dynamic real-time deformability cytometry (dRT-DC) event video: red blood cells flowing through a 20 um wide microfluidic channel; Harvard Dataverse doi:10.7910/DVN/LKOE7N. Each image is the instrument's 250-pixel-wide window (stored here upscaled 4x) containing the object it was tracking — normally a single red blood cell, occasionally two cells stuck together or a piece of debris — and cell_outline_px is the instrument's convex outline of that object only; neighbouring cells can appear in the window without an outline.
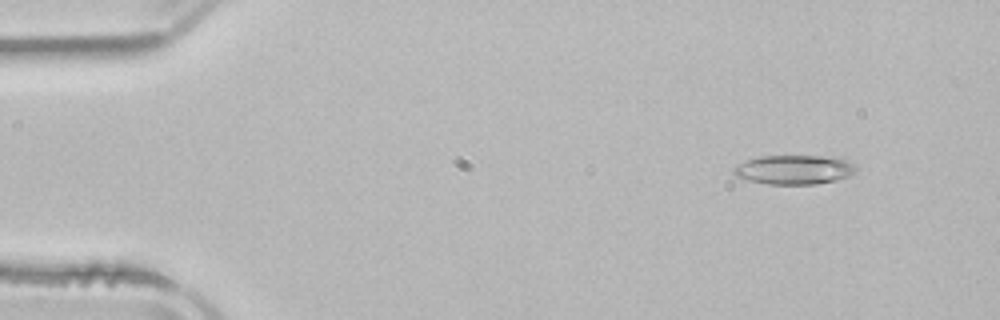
{"species": "common noctule bat (a hibernating species)", "species_latin": "Nyctalus noctula", "temperature_condition": "room temperature", "stored_images_in_passage": 5, "camera_frame_rate_fps": 3000, "um_per_image_px": 0.085, "animal": {"sex": "male", "body_mass_g": 21.5, "forearm_length_mm": 52.0}, "frame": {"image": 1, "passage_image": 2, "time_ms": 1.333, "image_size_px": [1000, 320], "cell_outline_px": [[856, 172], [848, 176], [836, 180], [816, 184], [768, 184], [748, 180], [736, 176], [732, 172], [732, 168], [736, 164], [760, 156], [840, 156], [852, 164], [856, 168]], "centroid_in_image_um": [67.5, 14.41], "position_along_channel_um": 17.5, "area_um2": 20.98}}
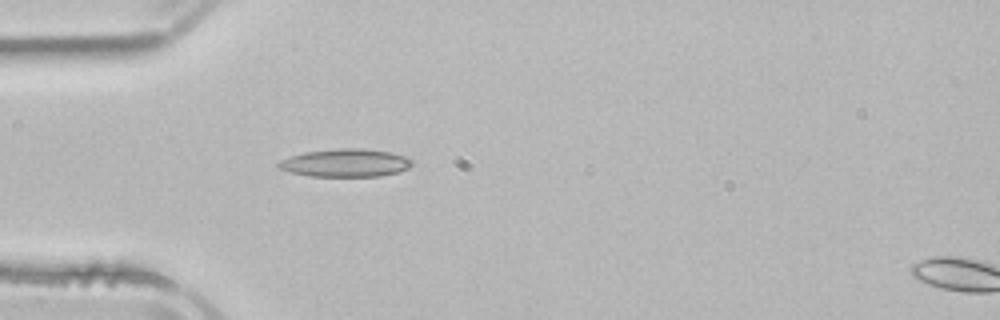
{"frame": {"image": 2, "passage_image": 4, "time_ms": 4.667, "image_size_px": [1000, 320], "cell_outline_px": [[412, 164], [408, 168], [396, 172], [380, 176], [308, 176], [292, 172], [280, 168], [276, 164], [280, 160], [304, 152], [340, 148], [364, 148], [388, 152], [404, 156], [412, 160]], "centroid_in_image_um": [29.36, 13.84], "position_along_channel_um": 55.6, "area_um2": 21.5}}